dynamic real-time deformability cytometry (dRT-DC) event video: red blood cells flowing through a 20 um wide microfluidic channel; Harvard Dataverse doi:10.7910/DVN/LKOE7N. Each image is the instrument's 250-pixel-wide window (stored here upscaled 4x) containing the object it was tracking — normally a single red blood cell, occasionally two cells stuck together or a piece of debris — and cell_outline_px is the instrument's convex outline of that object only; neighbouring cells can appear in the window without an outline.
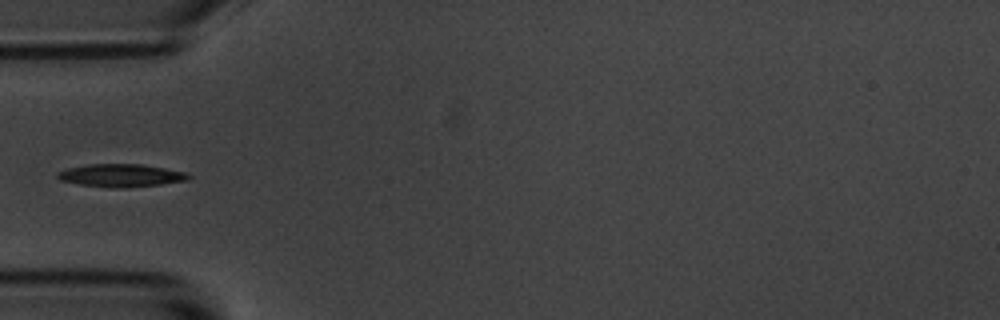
{"species": "common noctule bat (a hibernating species)", "species_latin": "Nyctalus noctula", "temperature_condition": "room temperature", "stored_images_in_passage": 5, "camera_frame_rate_fps": 3000, "um_per_image_px": 0.085, "animal": {"sex": "male", "body_mass_g": 20.1, "forearm_length_mm": 53.5}, "frame": {"image": 1, "passage_image": 5, "time_ms": 4.667, "image_size_px": [1000, 320], "cell_outline_px": [[192, 176], [188, 180], [160, 184], [124, 188], [120, 188], [80, 184], [60, 180], [56, 176], [56, 172], [68, 168], [88, 164], [140, 164], [188, 172]], "centroid_in_image_um": [10.3, 14.9], "position_along_channel_um": 74.7, "area_um2": 17.34}}